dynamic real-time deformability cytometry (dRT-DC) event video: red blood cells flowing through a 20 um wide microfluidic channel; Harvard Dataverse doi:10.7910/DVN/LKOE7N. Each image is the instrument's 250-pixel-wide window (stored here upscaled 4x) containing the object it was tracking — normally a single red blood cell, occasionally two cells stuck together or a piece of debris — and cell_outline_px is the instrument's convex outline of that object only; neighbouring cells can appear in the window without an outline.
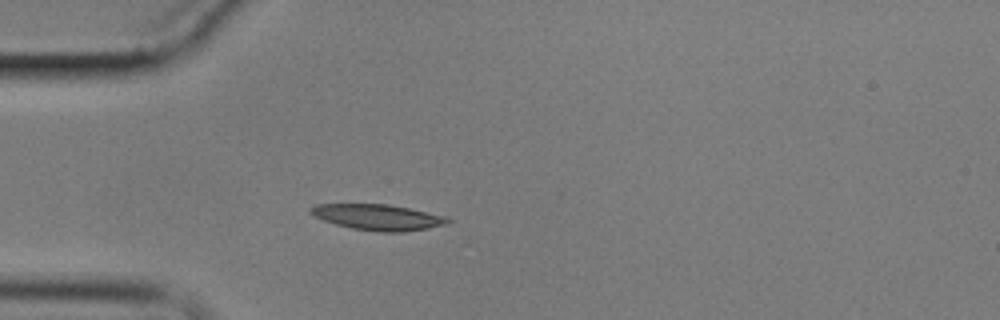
{"species": "common noctule bat (a hibernating species)", "species_latin": "Nyctalus noctula", "temperature_condition": "cold", "stored_images_in_passage": 44, "camera_frame_rate_fps": 3000, "um_per_image_px": 0.085, "animal": {"sex": "male", "body_mass_g": 17.9}, "frame": {"image": 1, "passage_image": 1, "time_ms": 0.0, "image_size_px": [1000, 320], "cell_outline_px": [[452, 220], [444, 224], [428, 228], [404, 232], [380, 232], [352, 228], [336, 224], [312, 216], [308, 212], [308, 208], [316, 204], [388, 204], [448, 216]], "centroid_in_image_um": [32.1, 18.45], "position_along_channel_um": 52.9, "area_um2": 20.69}}
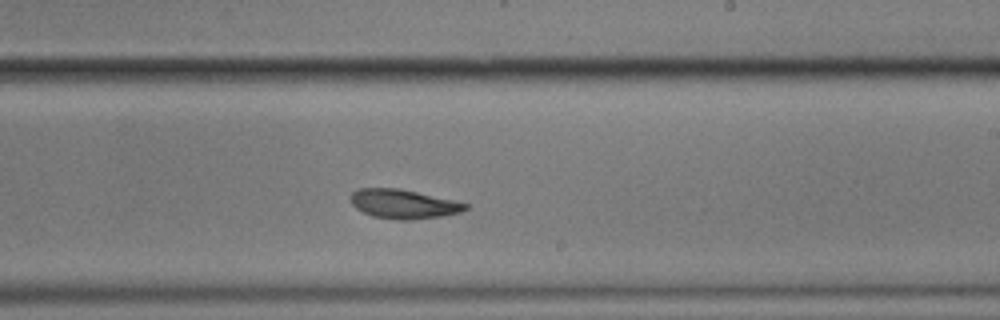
{"frame": {"image": 2, "passage_image": 20, "time_ms": 6.333, "image_size_px": [1000, 320], "cell_outline_px": [[468, 208], [460, 212], [440, 216], [412, 220], [400, 220], [372, 216], [356, 208], [352, 204], [352, 192], [360, 188], [400, 188], [452, 200], [468, 204]], "centroid_in_image_um": [34.28, 17.34], "position_along_channel_um": 254.7, "area_um2": 19.25}}
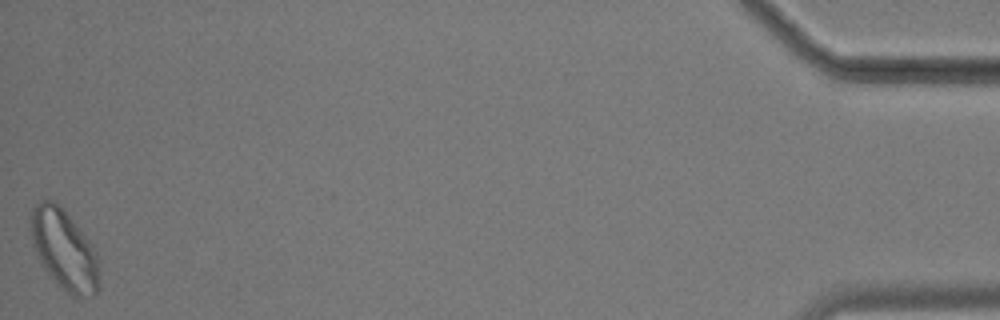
{"frame": {"image": 3, "passage_image": 44, "time_ms": 14.333, "image_size_px": [1000, 320], "cell_outline_px": [[100, 288], [92, 296], [76, 296], [60, 288], [56, 284], [40, 260], [32, 244], [28, 228], [32, 208], [40, 200], [56, 200], [64, 208], [88, 240], [96, 252]], "centroid_in_image_um": [5.42, 21.18], "position_along_channel_um": 429.8, "area_um2": 32.08}, "authors_computed_cell_mechanics": {"area_um2": 20.4034, "velocity_mm_per_s": 3.3376, "shape_relaxation_time_tau1_ms": 7.7579, "shape_relaxation_time_tau2_ms": 10.9729, "deformation_change_tau1": 0.1767, "deformation_change_tau2": 0.1642}}